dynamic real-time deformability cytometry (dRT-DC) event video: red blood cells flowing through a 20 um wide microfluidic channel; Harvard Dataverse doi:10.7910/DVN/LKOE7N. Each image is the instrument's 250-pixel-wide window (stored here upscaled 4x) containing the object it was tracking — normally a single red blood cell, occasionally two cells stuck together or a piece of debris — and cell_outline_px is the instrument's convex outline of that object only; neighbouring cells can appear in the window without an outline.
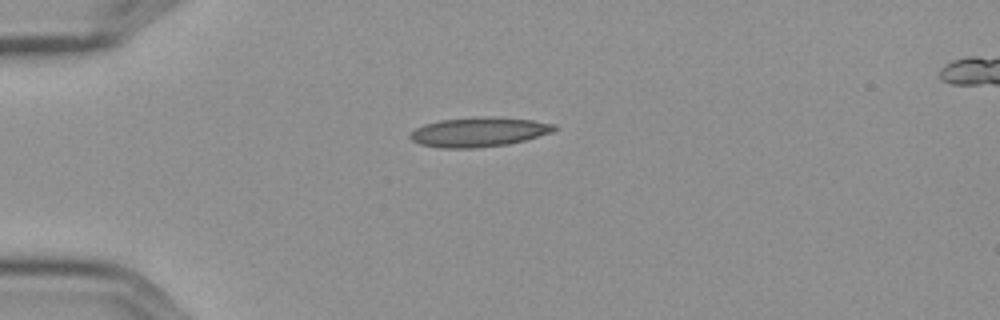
{"species": "Egyptian fruit bat (a non-hibernating species)", "species_latin": "Rousettus aegyptiacus", "temperature_condition": "cold", "stored_images_in_passage": 8, "camera_frame_rate_fps": 3000, "um_per_image_px": 0.085, "frame": {"image": 1, "passage_image": 1, "time_ms": 0.0, "image_size_px": [1000, 320], "cell_outline_px": [[556, 128], [552, 132], [524, 140], [508, 144], [476, 148], [440, 148], [420, 144], [412, 140], [408, 136], [416, 128], [424, 124], [440, 120], [476, 116], [496, 116], [532, 120], [556, 124]], "centroid_in_image_um": [40.69, 11.21], "position_along_channel_um": 44.3, "area_um2": 24.91}}
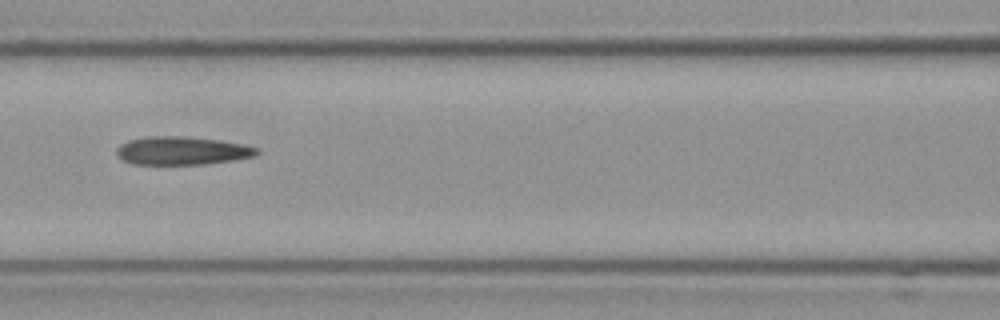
{"frame": {"image": 2, "passage_image": 4, "time_ms": 1.0, "image_size_px": [1000, 320], "cell_outline_px": [[260, 152], [256, 156], [200, 164], [132, 164], [116, 156], [116, 148], [120, 144], [128, 140], [152, 136], [184, 136], [220, 140], [244, 144], [256, 148]], "centroid_in_image_um": [15.43, 12.8], "position_along_channel_um": 151.2, "area_um2": 22.95}}
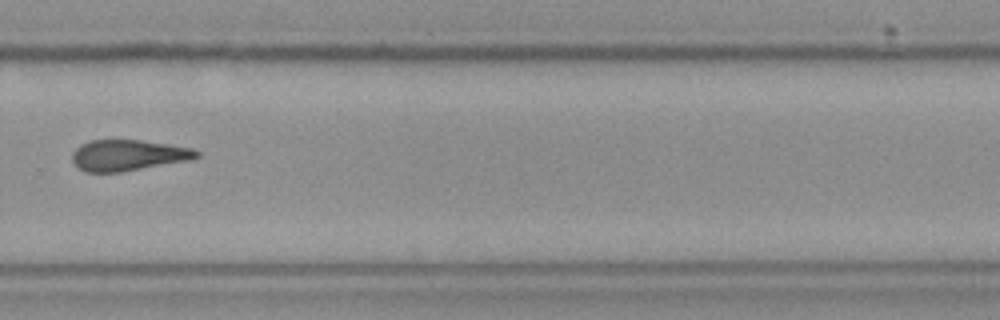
{"frame": {"image": 3, "passage_image": 8, "time_ms": 2.333, "image_size_px": [1000, 320], "cell_outline_px": [[200, 156], [192, 160], [120, 172], [84, 172], [72, 160], [72, 152], [80, 144], [88, 140], [140, 140], [192, 148], [200, 152]], "centroid_in_image_um": [10.89, 13.19], "position_along_channel_um": 318.9, "area_um2": 22.48}}